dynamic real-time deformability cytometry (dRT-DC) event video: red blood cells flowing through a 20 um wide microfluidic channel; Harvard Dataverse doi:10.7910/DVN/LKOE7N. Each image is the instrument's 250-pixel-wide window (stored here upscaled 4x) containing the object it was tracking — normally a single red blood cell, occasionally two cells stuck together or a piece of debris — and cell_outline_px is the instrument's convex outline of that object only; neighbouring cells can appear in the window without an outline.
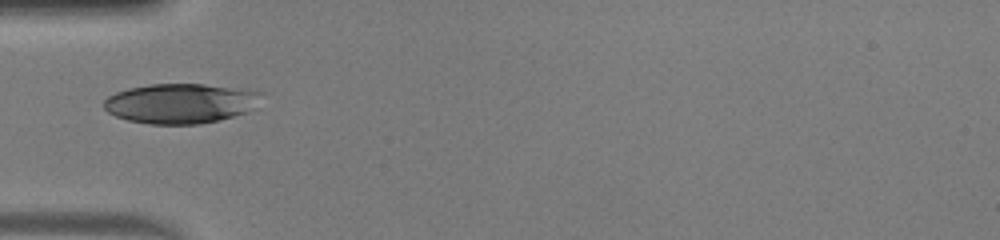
{"species": "human", "species_latin": "Homo sapiens", "temperature_condition": "warm", "stored_images_in_passage": 3, "camera_frame_rate_fps": 3000, "um_per_image_px": 0.085, "donor": {"sex": "male"}, "frame": {"image": 1, "passage_image": 1, "time_ms": 0.0, "image_size_px": [1000, 240], "cell_outline_px": [[260, 92], [256, 108], [248, 112], [220, 120], [200, 124], [148, 124], [128, 120], [116, 116], [108, 112], [104, 108], [104, 100], [108, 96], [116, 92], [128, 88], [152, 84], [204, 84]], "centroid_in_image_um": [15.31, 8.8], "position_along_channel_um": 69.7, "area_um2": 36.41}}